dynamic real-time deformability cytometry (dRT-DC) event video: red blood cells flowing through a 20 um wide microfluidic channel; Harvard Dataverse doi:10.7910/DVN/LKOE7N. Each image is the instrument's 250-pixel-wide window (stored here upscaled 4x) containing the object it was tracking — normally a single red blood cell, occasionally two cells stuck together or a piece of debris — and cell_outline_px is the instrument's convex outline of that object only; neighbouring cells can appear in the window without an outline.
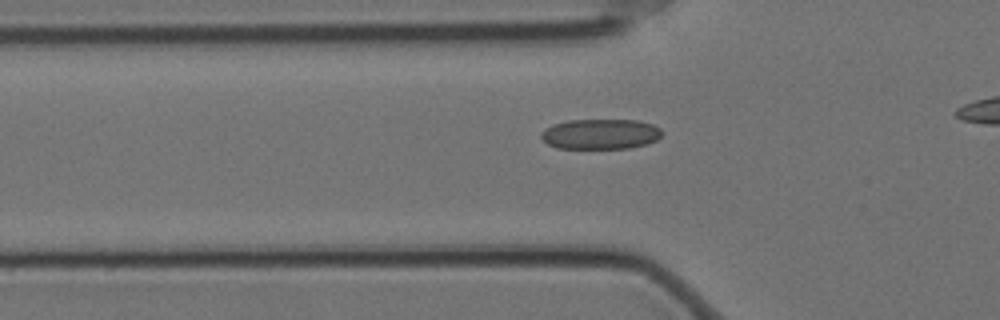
{"species": "Egyptian fruit bat (a non-hibernating species)", "species_latin": "Rousettus aegyptiacus", "temperature_condition": "cold", "stored_images_in_passage": 30, "camera_frame_rate_fps": 3000, "um_per_image_px": 0.085, "animal": {"sex": "female"}, "frame": {"image": 1, "passage_image": 7, "time_ms": 2.0, "image_size_px": [1000, 320], "cell_outline_px": [[664, 132], [656, 140], [648, 144], [628, 148], [556, 148], [548, 144], [540, 136], [540, 132], [544, 128], [552, 124], [568, 120], [640, 120], [652, 124], [660, 128]], "centroid_in_image_um": [51.04, 11.39], "position_along_channel_um": 74.8, "area_um2": 21.5}}
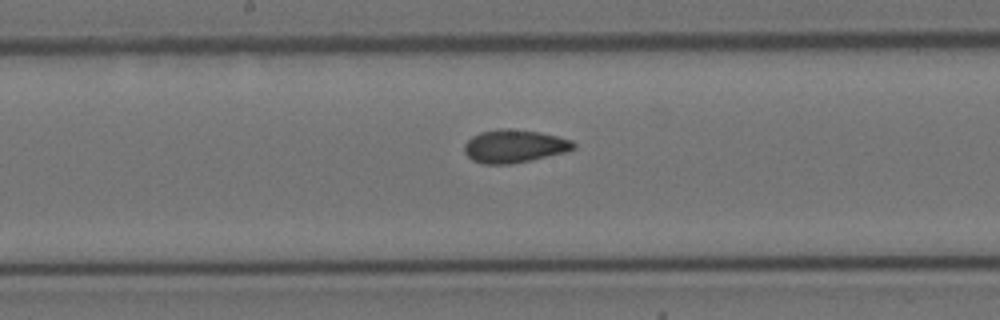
{"frame": {"image": 2, "passage_image": 18, "time_ms": 5.667, "image_size_px": [1000, 320], "cell_outline_px": [[576, 148], [568, 152], [532, 160], [512, 164], [480, 164], [472, 160], [464, 152], [464, 144], [472, 136], [480, 132], [500, 128], [508, 128], [540, 132], [572, 140], [576, 144]], "centroid_in_image_um": [43.73, 12.43], "position_along_channel_um": 204.5, "area_um2": 21.33}}
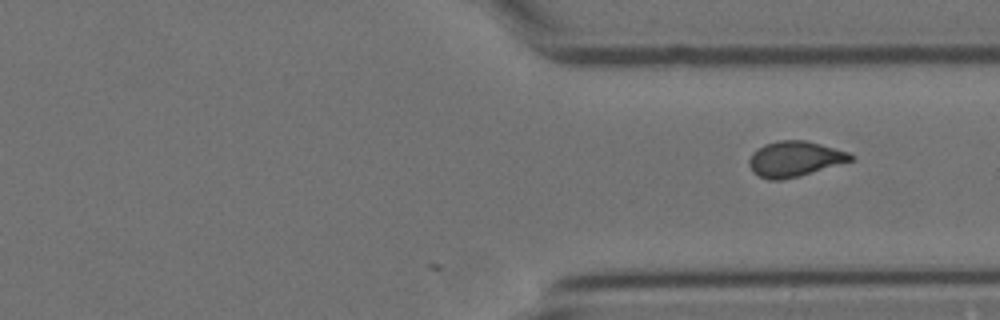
{"frame": {"image": 3, "passage_image": 30, "time_ms": 9.667, "image_size_px": [1000, 320], "cell_outline_px": [[852, 160], [800, 176], [780, 180], [768, 180], [752, 172], [748, 164], [748, 160], [752, 152], [756, 148], [764, 144], [780, 140], [804, 140], [820, 144], [848, 152], [852, 156]], "centroid_in_image_um": [67.47, 13.51], "position_along_channel_um": 343.9, "area_um2": 20.87}}